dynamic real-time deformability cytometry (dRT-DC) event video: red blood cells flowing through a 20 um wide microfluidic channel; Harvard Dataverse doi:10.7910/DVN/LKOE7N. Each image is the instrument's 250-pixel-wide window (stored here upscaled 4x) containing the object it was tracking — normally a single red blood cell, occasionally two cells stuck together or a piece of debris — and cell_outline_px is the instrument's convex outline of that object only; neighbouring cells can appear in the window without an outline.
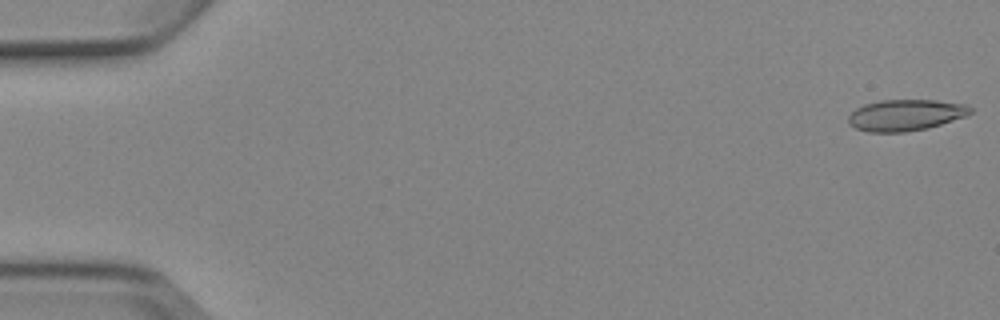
{"species": "Egyptian fruit bat (a non-hibernating species)", "species_latin": "Rousettus aegyptiacus", "temperature_condition": "cold", "stored_images_in_passage": 5, "camera_frame_rate_fps": 3000, "um_per_image_px": 0.085, "animal": {"sex": "female"}, "frame": {"image": 1, "passage_image": 1, "time_ms": 0.0, "image_size_px": [1000, 320], "cell_outline_px": [[972, 112], [968, 116], [928, 128], [904, 132], [868, 132], [856, 128], [848, 124], [848, 116], [856, 108], [864, 104], [880, 100], [936, 100], [968, 104], [972, 108]], "centroid_in_image_um": [77.0, 9.78], "position_along_channel_um": 8.0, "area_um2": 22.48}}